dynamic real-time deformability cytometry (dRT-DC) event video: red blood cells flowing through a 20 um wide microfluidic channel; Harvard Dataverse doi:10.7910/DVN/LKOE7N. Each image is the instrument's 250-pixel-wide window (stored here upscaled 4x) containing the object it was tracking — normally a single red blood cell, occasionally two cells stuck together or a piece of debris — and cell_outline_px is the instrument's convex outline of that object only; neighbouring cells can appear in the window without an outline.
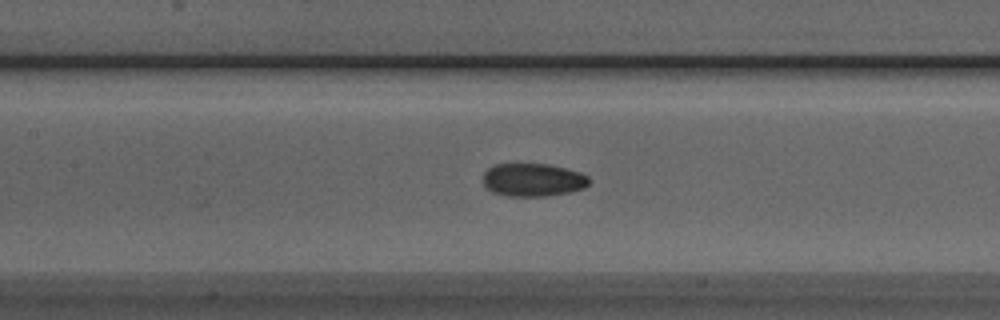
{"species": "Egyptian fruit bat (a non-hibernating species)", "species_latin": "Rousettus aegyptiacus", "temperature_condition": "room temperature", "stored_images_in_passage": 32, "camera_frame_rate_fps": 3000, "um_per_image_px": 0.085, "animal": {"sex": "male"}, "frame": {"image": 1, "passage_image": 10, "time_ms": 3.0, "image_size_px": [1000, 320], "cell_outline_px": [[592, 180], [584, 188], [568, 192], [544, 196], [508, 196], [492, 192], [484, 188], [484, 172], [488, 168], [496, 164], [548, 164], [580, 172], [588, 176]], "centroid_in_image_um": [45.29, 15.29], "position_along_channel_um": 162.1, "area_um2": 20.46}}
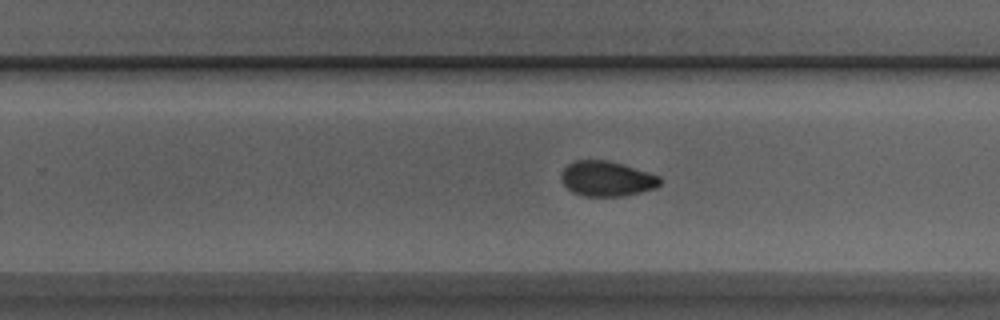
{"frame": {"image": 2, "passage_image": 19, "time_ms": 6.0, "image_size_px": [1000, 320], "cell_outline_px": [[660, 184], [656, 188], [624, 196], [584, 196], [572, 192], [564, 184], [560, 176], [564, 168], [568, 164], [576, 160], [608, 160], [648, 172], [660, 176]], "centroid_in_image_um": [51.57, 15.19], "position_along_channel_um": 278.2, "area_um2": 20.11}}
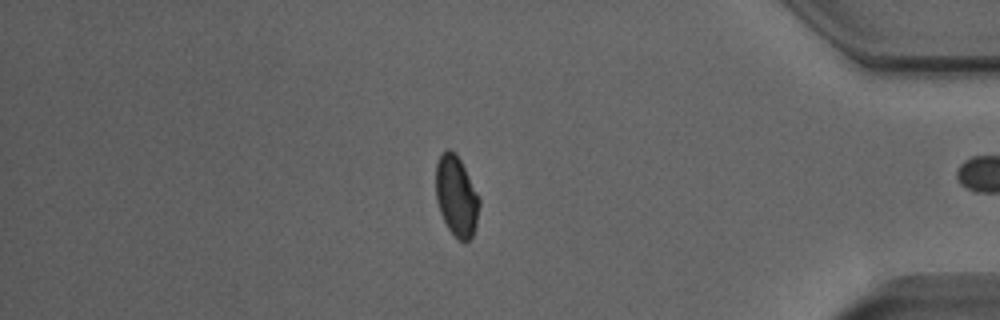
{"frame": {"image": 3, "passage_image": 31, "time_ms": 10.0, "image_size_px": [1000, 320], "cell_outline_px": [[480, 204], [476, 224], [472, 236], [468, 240], [456, 240], [448, 228], [440, 212], [436, 200], [436, 164], [440, 156], [448, 148], [456, 152], [480, 200]], "centroid_in_image_um": [38.78, 16.68], "position_along_channel_um": 396.4, "area_um2": 20.11}, "authors_computed_cell_mechanics": {"area_um2": 20.8369, "velocity_mm_per_s": 3.8858, "shape_relaxation_time_tau1_ms": 7.8314, "shape_relaxation_time_tau2_ms": 1.9128, "deformation_change_tau1": 0.1369, "deformation_change_tau2": 0.0546}}